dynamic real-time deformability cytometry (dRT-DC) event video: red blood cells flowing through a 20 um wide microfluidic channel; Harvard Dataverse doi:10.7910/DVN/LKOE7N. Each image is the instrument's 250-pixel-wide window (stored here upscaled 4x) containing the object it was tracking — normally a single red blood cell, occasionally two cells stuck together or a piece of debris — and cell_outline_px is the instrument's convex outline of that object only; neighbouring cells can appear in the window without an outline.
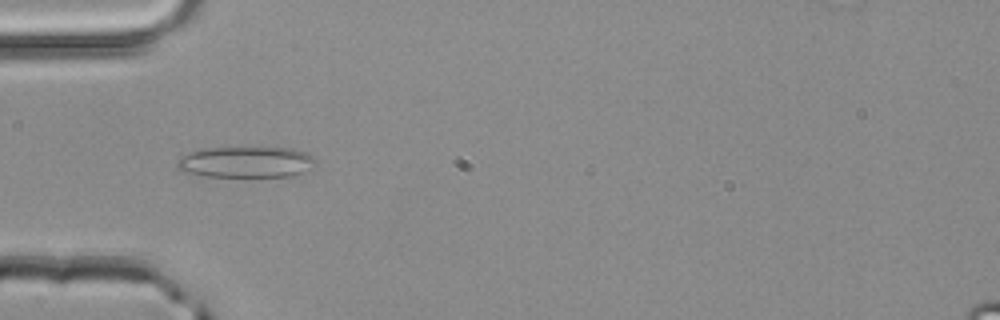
{"species": "common noctule bat (a hibernating species)", "species_latin": "Nyctalus noctula", "temperature_condition": "room temperature", "stored_images_in_passage": 1, "camera_frame_rate_fps": 3000, "um_per_image_px": 0.085, "animal": {"sex": "male", "body_mass_g": 20.4}, "frame": {"image": 1, "passage_image": 1, "time_ms": 0.0, "image_size_px": [1000, 320], "cell_outline_px": [[316, 160], [300, 172], [288, 176], [204, 176], [184, 172], [176, 168], [176, 160], [180, 156], [188, 152], [204, 148], [296, 148], [316, 156]], "centroid_in_image_um": [20.82, 13.76], "position_along_channel_um": 64.2, "area_um2": 24.91}}